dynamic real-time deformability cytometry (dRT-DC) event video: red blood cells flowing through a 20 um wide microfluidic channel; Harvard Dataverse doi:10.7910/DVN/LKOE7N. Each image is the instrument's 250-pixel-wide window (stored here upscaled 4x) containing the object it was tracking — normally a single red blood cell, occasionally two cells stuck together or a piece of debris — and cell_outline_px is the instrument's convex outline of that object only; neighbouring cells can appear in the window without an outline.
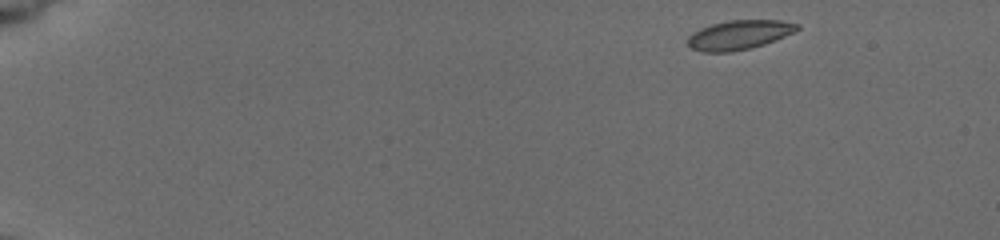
{"species": "common noctule bat (a hibernating species)", "species_latin": "Nyctalus noctula", "temperature_condition": "cold", "stored_images_in_passage": 47, "camera_frame_rate_fps": 3000, "um_per_image_px": 0.085, "animal": {"sex": "female", "body_mass_g": 19.5, "forearm_length_mm": 54.1}, "frame": {"image": 1, "passage_image": 1, "time_ms": 0.0, "image_size_px": [1000, 240], "cell_outline_px": [[800, 28], [796, 32], [776, 40], [752, 48], [732, 52], [700, 52], [688, 48], [688, 36], [692, 32], [700, 28], [712, 24], [728, 20], [780, 20], [800, 24]], "centroid_in_image_um": [62.82, 2.97], "position_along_channel_um": 22.2, "area_um2": 19.07}}
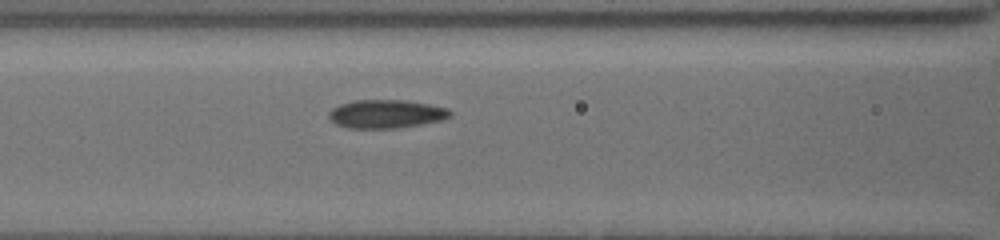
{"frame": {"image": 2, "passage_image": 27, "time_ms": 6.333, "image_size_px": [1000, 240], "cell_outline_px": [[452, 116], [444, 120], [396, 128], [348, 128], [336, 124], [328, 116], [328, 112], [332, 108], [340, 104], [352, 100], [404, 100], [428, 104], [448, 108], [452, 112]], "centroid_in_image_um": [32.83, 9.68], "position_along_channel_um": 133.8, "area_um2": 20.17}}
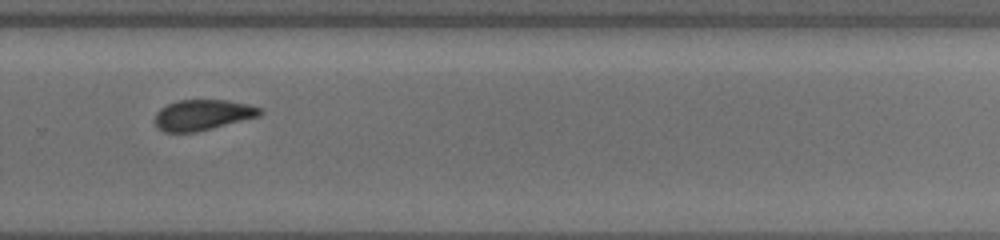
{"frame": {"image": 3, "passage_image": 46, "time_ms": 11.0, "image_size_px": [1000, 240], "cell_outline_px": [[264, 112], [260, 116], [196, 132], [164, 132], [156, 124], [156, 112], [160, 108], [176, 100], [228, 100], [248, 104], [264, 108]], "centroid_in_image_um": [17.27, 9.75], "position_along_channel_um": 312.5, "area_um2": 18.79}}